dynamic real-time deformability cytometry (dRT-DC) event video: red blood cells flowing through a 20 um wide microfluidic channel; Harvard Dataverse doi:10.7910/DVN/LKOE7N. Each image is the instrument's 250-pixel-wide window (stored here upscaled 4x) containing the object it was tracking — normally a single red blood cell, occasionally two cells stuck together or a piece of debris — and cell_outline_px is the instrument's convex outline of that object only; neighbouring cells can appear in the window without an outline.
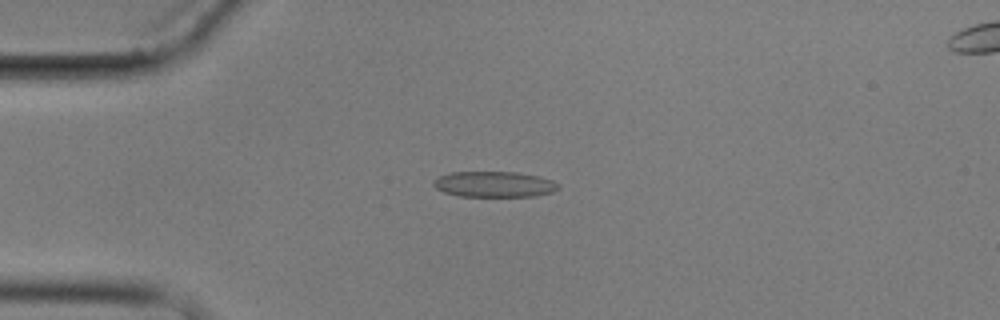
{"species": "common noctule bat (a hibernating species)", "species_latin": "Nyctalus noctula", "temperature_condition": "cold", "stored_images_in_passage": 11, "camera_frame_rate_fps": 3000, "um_per_image_px": 0.085, "animal": {"sex": "male", "body_mass_g": 17.9}, "frame": {"image": 1, "passage_image": 4, "time_ms": 4.333, "image_size_px": [1000, 320], "cell_outline_px": [[560, 188], [552, 192], [536, 196], [460, 196], [444, 192], [436, 188], [432, 184], [432, 180], [440, 176], [452, 172], [516, 172], [540, 176], [552, 180], [560, 184]], "centroid_in_image_um": [42.03, 15.66], "position_along_channel_um": 43.0, "area_um2": 18.79}}
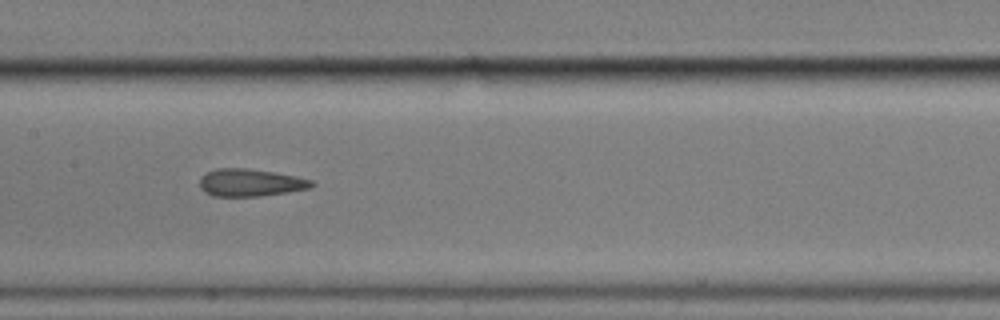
{"frame": {"image": 2, "passage_image": 8, "time_ms": 9.0, "image_size_px": [1000, 320], "cell_outline_px": [[316, 184], [308, 188], [260, 196], [212, 196], [204, 192], [200, 188], [200, 176], [216, 168], [248, 168], [296, 176], [312, 180]], "centroid_in_image_um": [21.24, 15.52], "position_along_channel_um": 186.2, "area_um2": 17.8}}
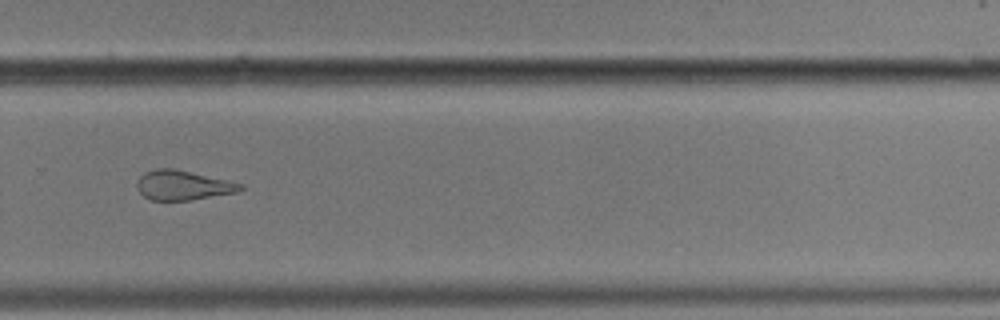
{"frame": {"image": 3, "passage_image": 11, "time_ms": 12.667, "image_size_px": [1000, 320], "cell_outline_px": [[244, 188], [240, 192], [192, 200], [152, 200], [144, 196], [140, 192], [136, 184], [140, 176], [144, 172], [156, 168], [172, 168], [244, 184]], "centroid_in_image_um": [15.57, 15.75], "position_along_channel_um": 314.2, "area_um2": 17.8}}